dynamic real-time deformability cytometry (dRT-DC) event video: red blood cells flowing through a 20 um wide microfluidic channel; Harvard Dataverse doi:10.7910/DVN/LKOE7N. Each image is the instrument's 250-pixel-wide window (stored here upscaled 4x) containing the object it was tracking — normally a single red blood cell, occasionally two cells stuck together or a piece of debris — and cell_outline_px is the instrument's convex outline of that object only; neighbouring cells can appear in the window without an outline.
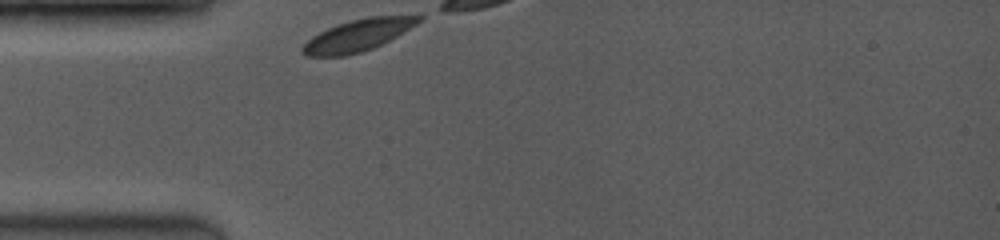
{"species": "common noctule bat (a hibernating species)", "species_latin": "Nyctalus noctula", "temperature_condition": "room temperature", "stored_images_in_passage": 4, "camera_frame_rate_fps": 3500, "um_per_image_px": 0.085, "animal": {"sex": "female", "body_mass_g": 19.0, "forearm_length_mm": 53.3}, "frame": {"image": 1, "passage_image": 1, "time_ms": 0.0, "image_size_px": [1000, 240], "cell_outline_px": [[424, 20], [396, 36], [372, 48], [360, 52], [344, 56], [304, 56], [300, 52], [300, 48], [312, 36], [336, 24], [348, 20], [368, 16], [424, 16]], "centroid_in_image_um": [30.38, 2.99], "position_along_channel_um": 54.6, "area_um2": 21.44}}